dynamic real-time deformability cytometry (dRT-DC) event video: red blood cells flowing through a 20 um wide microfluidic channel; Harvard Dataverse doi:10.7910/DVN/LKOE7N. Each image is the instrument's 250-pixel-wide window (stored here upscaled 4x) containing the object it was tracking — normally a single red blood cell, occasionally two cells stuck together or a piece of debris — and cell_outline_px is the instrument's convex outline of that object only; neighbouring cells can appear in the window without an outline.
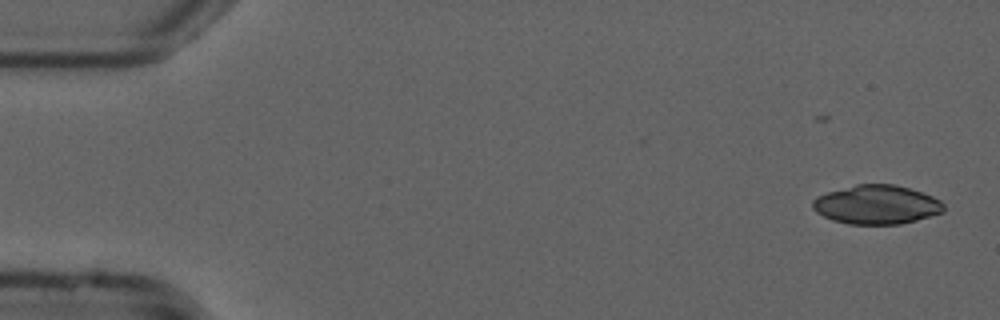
{"species": "common noctule bat (a hibernating species)", "species_latin": "Nyctalus noctula", "temperature_condition": "cold", "stored_images_in_passage": 42, "camera_frame_rate_fps": 3000, "um_per_image_px": 0.085, "animal": {"sex": "male", "forearm_length_mm": 52.5}, "frame": {"image": 1, "passage_image": 1, "time_ms": 0.0, "image_size_px": [1000, 320], "cell_outline_px": [[944, 212], [916, 220], [900, 224], [848, 224], [832, 220], [816, 212], [812, 208], [812, 200], [816, 196], [828, 192], [856, 184], [896, 184], [932, 196], [940, 200], [944, 204]], "centroid_in_image_um": [74.5, 17.4], "position_along_channel_um": 10.5, "area_um2": 29.77}}